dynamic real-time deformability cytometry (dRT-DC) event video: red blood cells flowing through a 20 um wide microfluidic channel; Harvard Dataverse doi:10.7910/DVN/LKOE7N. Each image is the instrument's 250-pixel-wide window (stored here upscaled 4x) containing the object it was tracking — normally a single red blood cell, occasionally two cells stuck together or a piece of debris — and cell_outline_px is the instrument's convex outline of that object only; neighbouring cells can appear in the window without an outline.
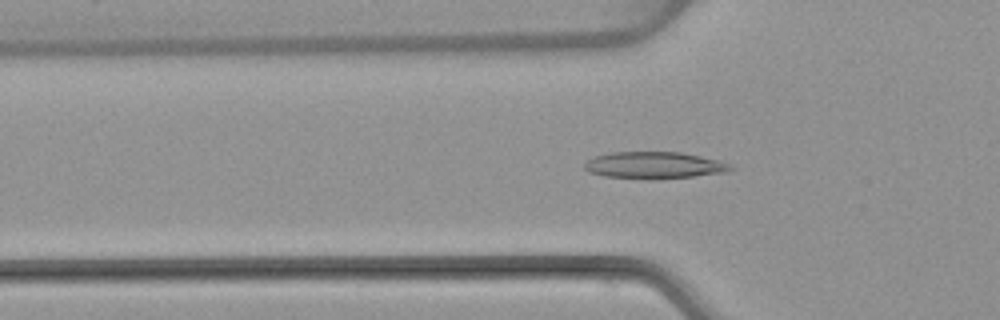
{"species": "common noctule bat (a hibernating species)", "species_latin": "Nyctalus noctula", "temperature_condition": "warm", "stored_images_in_passage": 17, "camera_frame_rate_fps": 3000, "um_per_image_px": 0.085, "animal": {"sex": "female", "body_mass_g": 22.7, "forearm_length_mm": 54.2}, "frame": {"image": 1, "passage_image": 17, "time_ms": 5.333, "image_size_px": [1000, 320], "cell_outline_px": [[732, 168], [724, 172], [692, 176], [652, 180], [648, 180], [604, 176], [588, 172], [584, 168], [584, 164], [588, 160], [596, 156], [612, 152], [680, 152], [700, 156], [716, 160], [728, 164]], "centroid_in_image_um": [55.52, 14.05], "position_along_channel_um": 70.3, "area_um2": 22.66}}